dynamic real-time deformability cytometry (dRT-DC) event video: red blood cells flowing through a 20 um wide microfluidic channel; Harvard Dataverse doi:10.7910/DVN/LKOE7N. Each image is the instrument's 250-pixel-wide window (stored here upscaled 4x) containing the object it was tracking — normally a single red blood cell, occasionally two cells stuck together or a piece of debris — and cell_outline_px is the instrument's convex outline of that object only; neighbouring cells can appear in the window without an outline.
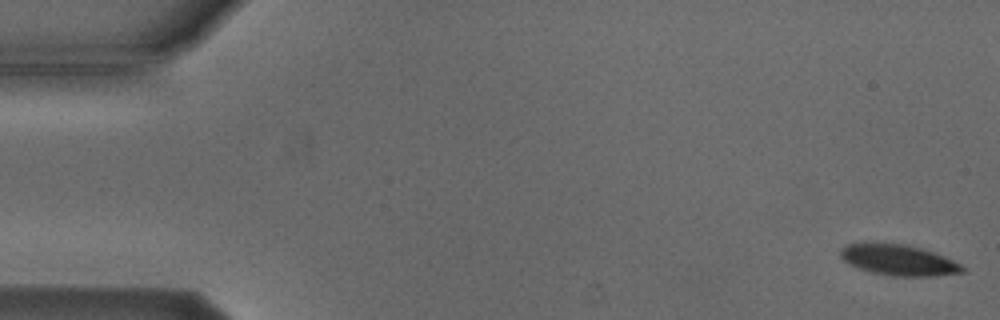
{"species": "Egyptian fruit bat (a non-hibernating species)", "species_latin": "Rousettus aegyptiacus", "temperature_condition": "cold", "stored_images_in_passage": 46, "camera_frame_rate_fps": 3000, "um_per_image_px": 0.085, "animal": {"sex": "male"}, "frame": {"image": 1, "passage_image": 1, "time_ms": 0.0, "image_size_px": [1000, 320], "cell_outline_px": [[968, 272], [936, 276], [892, 276], [872, 272], [848, 264], [840, 256], [840, 248], [848, 244], [904, 244], [920, 248], [932, 252], [952, 260], [960, 264]], "centroid_in_image_um": [76.4, 22.13], "position_along_channel_um": 8.6, "area_um2": 21.5}}
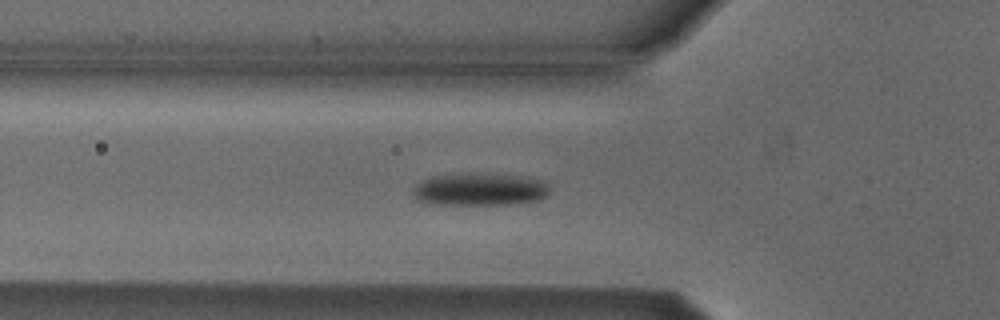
{"frame": {"image": 2, "passage_image": 18, "time_ms": 5.667, "image_size_px": [1000, 320], "cell_outline_px": [[548, 192], [544, 196], [536, 200], [508, 204], [428, 204], [420, 200], [412, 192], [416, 184], [432, 176], [468, 172], [472, 172], [512, 176], [544, 180], [548, 184]], "centroid_in_image_um": [40.74, 16.08], "position_along_channel_um": 85.1, "area_um2": 25.66}}
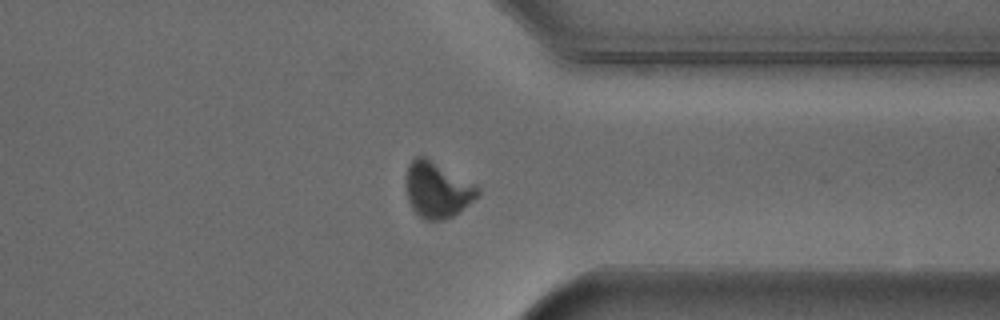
{"frame": {"image": 3, "passage_image": 41, "time_ms": 13.333, "image_size_px": [1000, 320], "cell_outline_px": [[480, 192], [468, 204], [452, 216], [440, 220], [424, 220], [412, 208], [408, 200], [408, 164], [416, 156], [424, 156], [476, 184], [480, 188]], "centroid_in_image_um": [37.19, 16.13], "position_along_channel_um": 374.2, "area_um2": 22.72}, "authors_computed_cell_mechanics": {"area_um2": 23.7269, "velocity_mm_per_s": 3.8236, "shape_relaxation_time_tau1_ms": 4.142, "shape_relaxation_time_tau2_ms": null, "deformation_change_tau1": 0.133, "deformation_change_tau2": null}}